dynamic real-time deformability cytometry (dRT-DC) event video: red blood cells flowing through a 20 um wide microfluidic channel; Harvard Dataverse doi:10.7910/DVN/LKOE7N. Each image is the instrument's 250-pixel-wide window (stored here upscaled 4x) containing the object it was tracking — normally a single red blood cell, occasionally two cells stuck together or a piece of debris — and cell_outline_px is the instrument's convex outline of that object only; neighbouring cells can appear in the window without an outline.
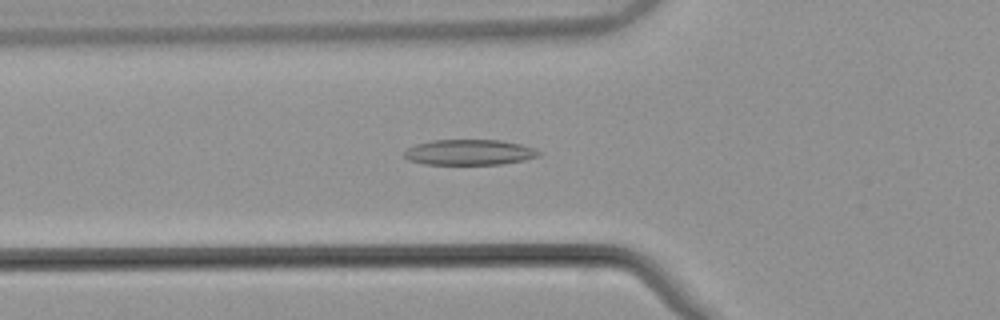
{"species": "common noctule bat (a hibernating species)", "species_latin": "Nyctalus noctula", "temperature_condition": "warm", "stored_images_in_passage": 44, "camera_frame_rate_fps": 3000, "um_per_image_px": 0.085, "animal": {"sex": "male", "body_mass_g": 21.5, "forearm_length_mm": 52.0}, "frame": {"image": 1, "passage_image": 10, "time_ms": 3.0, "image_size_px": [1000, 320], "cell_outline_px": [[540, 156], [524, 160], [504, 164], [424, 164], [408, 160], [404, 156], [404, 152], [408, 148], [416, 144], [432, 140], [500, 140], [520, 144], [532, 148], [540, 152]], "centroid_in_image_um": [39.88, 12.95], "position_along_channel_um": 85.9, "area_um2": 19.94}}
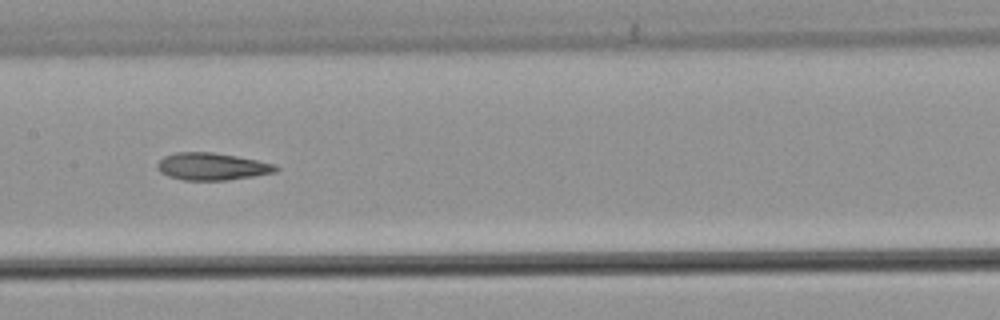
{"frame": {"image": 2, "passage_image": 18, "time_ms": 5.667, "image_size_px": [1000, 320], "cell_outline_px": [[280, 168], [276, 172], [228, 180], [184, 180], [168, 176], [160, 172], [156, 168], [156, 164], [164, 156], [176, 152], [212, 152], [236, 156], [276, 164]], "centroid_in_image_um": [18.0, 14.15], "position_along_channel_um": 189.4, "area_um2": 18.84}}
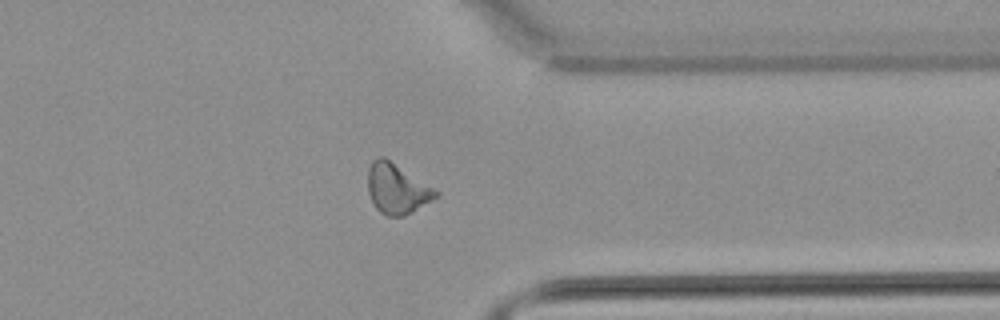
{"frame": {"image": 3, "passage_image": 33, "time_ms": 10.667, "image_size_px": [1000, 320], "cell_outline_px": [[440, 196], [404, 216], [388, 216], [380, 212], [376, 208], [368, 192], [368, 168], [372, 160], [376, 156], [384, 156], [440, 192]], "centroid_in_image_um": [33.73, 16.03], "position_along_channel_um": 377.7, "area_um2": 19.83}, "authors_computed_cell_mechanics": {"area_um2": 19.1029, "velocity_mm_per_s": 3.8561, "shape_relaxation_time_tau1_ms": null, "shape_relaxation_time_tau2_ms": 4.9794, "deformation_change_tau1": null, "deformation_change_tau2": 0.1461}}